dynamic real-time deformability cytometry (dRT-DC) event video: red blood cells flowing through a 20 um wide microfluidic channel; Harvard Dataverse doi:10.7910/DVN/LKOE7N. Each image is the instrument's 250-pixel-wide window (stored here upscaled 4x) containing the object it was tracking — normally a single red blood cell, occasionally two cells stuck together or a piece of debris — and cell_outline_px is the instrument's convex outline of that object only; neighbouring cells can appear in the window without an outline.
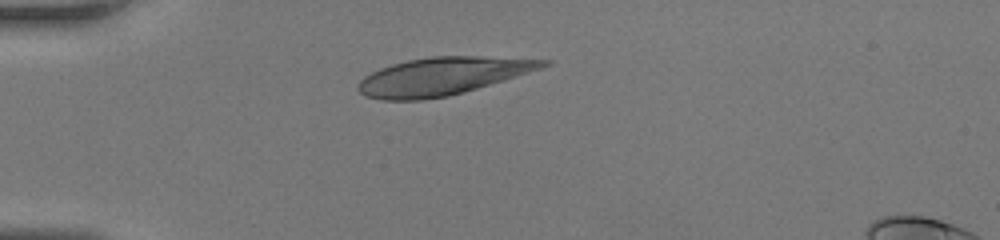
{"species": "human", "species_latin": "Homo sapiens", "temperature_condition": "room temperature", "stored_images_in_passage": 28, "camera_frame_rate_fps": 3000, "um_per_image_px": 0.085, "donor": {"sex": "female"}, "frame": {"image": 1, "passage_image": 1, "time_ms": 0.0, "image_size_px": [1000, 240], "cell_outline_px": [[552, 64], [504, 80], [448, 96], [424, 100], [380, 100], [364, 96], [356, 88], [360, 80], [364, 76], [380, 68], [392, 64], [408, 60], [432, 56], [480, 56], [552, 60]], "centroid_in_image_um": [37.57, 6.48], "position_along_channel_um": 47.4, "area_um2": 40.46}}
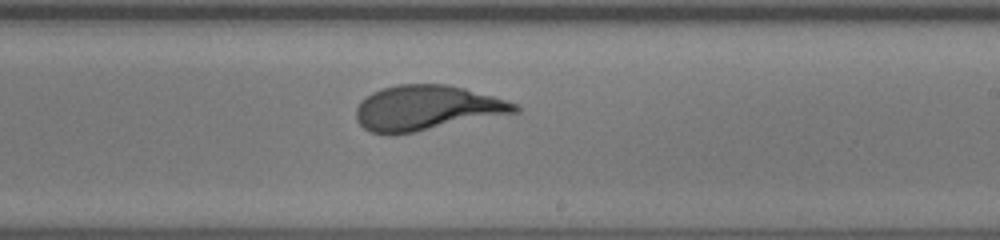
{"frame": {"image": 2, "passage_image": 16, "time_ms": 5.0, "image_size_px": [1000, 240], "cell_outline_px": [[520, 112], [396, 136], [388, 136], [372, 132], [364, 128], [356, 120], [356, 108], [360, 100], [372, 92], [396, 84], [448, 84], [464, 88], [492, 96], [516, 104], [520, 108]], "centroid_in_image_um": [36.23, 9.2], "position_along_channel_um": 252.8, "area_um2": 42.02}}
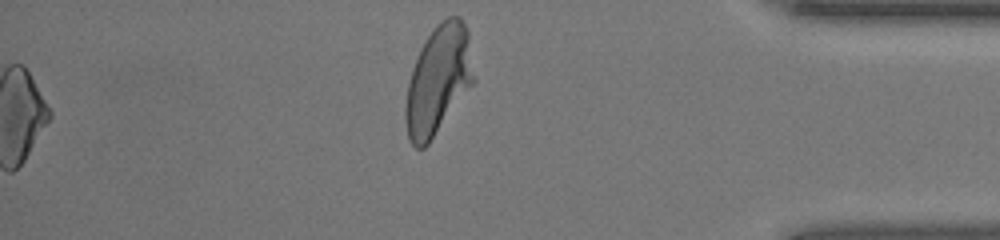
{"frame": {"image": 3, "passage_image": 27, "time_ms": 8.667, "image_size_px": [1000, 240], "cell_outline_px": [[476, 80], [428, 144], [424, 148], [416, 148], [408, 140], [404, 120], [404, 108], [408, 84], [412, 68], [420, 48], [436, 24], [440, 20], [448, 16], [460, 16], [468, 32]], "centroid_in_image_um": [37.25, 6.81], "position_along_channel_um": 398.0, "area_um2": 43.52}}